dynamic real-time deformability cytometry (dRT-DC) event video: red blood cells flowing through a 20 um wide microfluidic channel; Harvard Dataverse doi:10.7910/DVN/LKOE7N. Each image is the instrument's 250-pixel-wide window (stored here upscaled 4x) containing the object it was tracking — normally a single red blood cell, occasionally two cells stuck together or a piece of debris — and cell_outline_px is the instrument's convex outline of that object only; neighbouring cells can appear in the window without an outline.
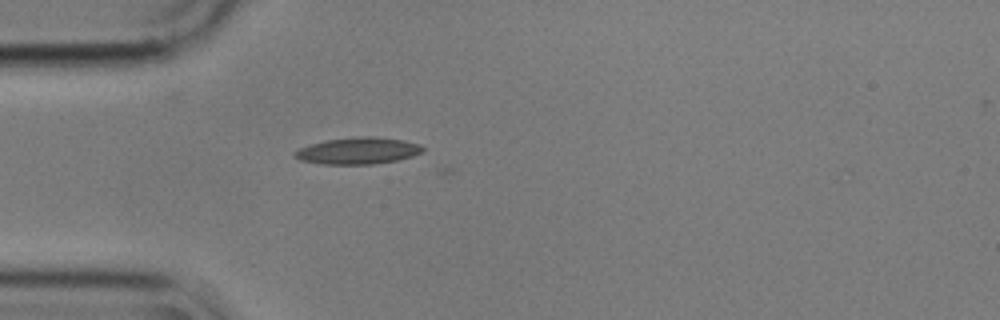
{"species": "common noctule bat (a hibernating species)", "species_latin": "Nyctalus noctula", "temperature_condition": "cold", "stored_images_in_passage": 4, "camera_frame_rate_fps": 3000, "um_per_image_px": 0.085, "animal": {"sex": "male", "body_mass_g": 17.9}, "frame": {"image": 1, "passage_image": 1, "time_ms": 0.0, "image_size_px": [1000, 320], "cell_outline_px": [[424, 152], [412, 156], [396, 160], [372, 164], [320, 164], [300, 160], [292, 156], [292, 152], [300, 148], [312, 144], [328, 140], [356, 136], [376, 136], [404, 140], [420, 144], [424, 148]], "centroid_in_image_um": [30.43, 12.81], "position_along_channel_um": 54.6, "area_um2": 20.0}}